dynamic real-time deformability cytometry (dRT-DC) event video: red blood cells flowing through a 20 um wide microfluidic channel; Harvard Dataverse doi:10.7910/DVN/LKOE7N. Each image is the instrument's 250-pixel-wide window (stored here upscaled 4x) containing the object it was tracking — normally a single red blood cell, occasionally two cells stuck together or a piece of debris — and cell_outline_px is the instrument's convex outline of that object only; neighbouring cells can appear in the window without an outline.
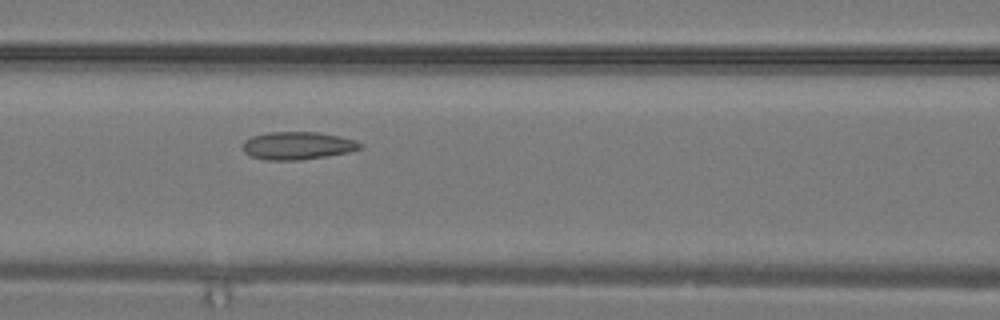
{"species": "common noctule bat (a hibernating species)", "species_latin": "Nyctalus noctula", "temperature_condition": "warm", "stored_images_in_passage": 24, "camera_frame_rate_fps": 3000, "um_per_image_px": 0.085, "animal": {"sex": "male", "body_mass_g": 19.2, "forearm_length_mm": 51.8}, "frame": {"image": 1, "passage_image": 10, "time_ms": 3.0, "image_size_px": [1000, 320], "cell_outline_px": [[364, 148], [348, 152], [328, 156], [300, 160], [264, 160], [248, 156], [244, 152], [244, 140], [252, 136], [268, 132], [316, 132], [340, 136], [356, 140], [364, 144]], "centroid_in_image_um": [25.32, 12.38], "position_along_channel_um": 141.3, "area_um2": 19.25}}
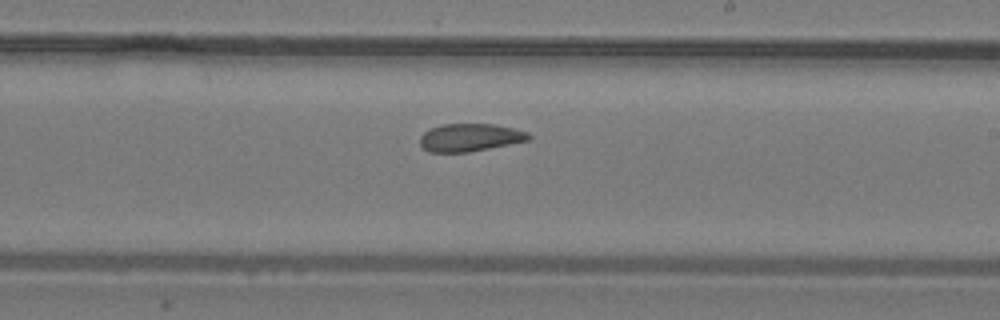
{"frame": {"image": 2, "passage_image": 15, "time_ms": 4.667, "image_size_px": [1000, 320], "cell_outline_px": [[532, 136], [528, 140], [468, 152], [428, 152], [420, 144], [420, 136], [424, 132], [440, 124], [492, 124], [512, 128], [528, 132]], "centroid_in_image_um": [39.92, 11.68], "position_along_channel_um": 249.1, "area_um2": 17.4}}
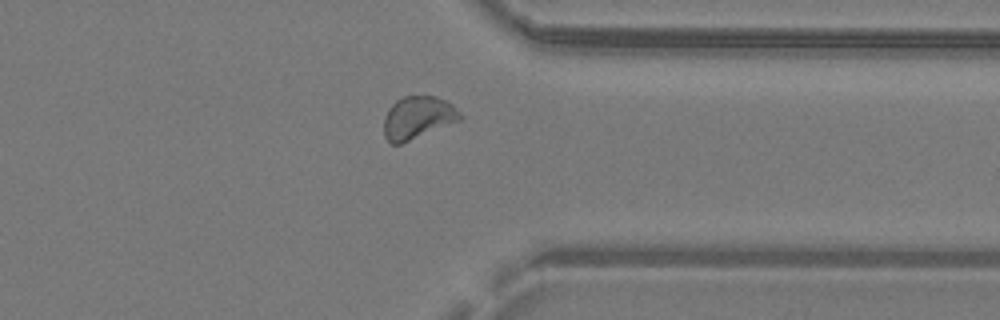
{"frame": {"image": 3, "passage_image": 21, "time_ms": 6.667, "image_size_px": [1000, 320], "cell_outline_px": [[464, 116], [460, 120], [400, 144], [392, 144], [384, 136], [384, 116], [388, 108], [396, 100], [404, 96], [436, 96], [452, 104]], "centroid_in_image_um": [35.5, 9.99], "position_along_channel_um": 375.9, "area_um2": 18.84}}